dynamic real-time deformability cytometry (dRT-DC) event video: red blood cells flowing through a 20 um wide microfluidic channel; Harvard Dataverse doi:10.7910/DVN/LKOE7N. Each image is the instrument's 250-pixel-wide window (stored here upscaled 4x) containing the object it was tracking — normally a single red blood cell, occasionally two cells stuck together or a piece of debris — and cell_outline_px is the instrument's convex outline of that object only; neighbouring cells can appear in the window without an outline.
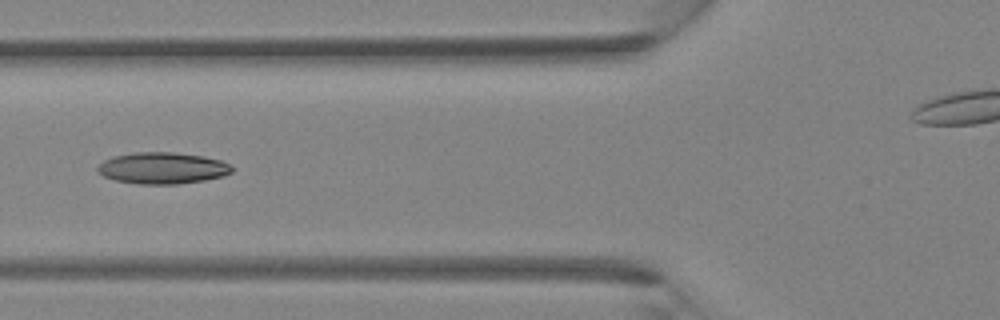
{"species": "Egyptian fruit bat (a non-hibernating species)", "species_latin": "Rousettus aegyptiacus", "temperature_condition": "room temperature", "stored_images_in_passage": 5, "camera_frame_rate_fps": 3000, "um_per_image_px": 0.085, "animal": {"sex": "female"}, "frame": {"image": 1, "passage_image": 5, "time_ms": 1.333, "image_size_px": [1000, 320], "cell_outline_px": [[232, 172], [224, 176], [204, 180], [176, 184], [136, 184], [116, 180], [104, 176], [96, 172], [96, 168], [104, 160], [112, 156], [132, 152], [172, 152], [204, 156], [220, 160], [232, 164]], "centroid_in_image_um": [13.8, 14.28], "position_along_channel_um": 112.0, "area_um2": 24.85}}